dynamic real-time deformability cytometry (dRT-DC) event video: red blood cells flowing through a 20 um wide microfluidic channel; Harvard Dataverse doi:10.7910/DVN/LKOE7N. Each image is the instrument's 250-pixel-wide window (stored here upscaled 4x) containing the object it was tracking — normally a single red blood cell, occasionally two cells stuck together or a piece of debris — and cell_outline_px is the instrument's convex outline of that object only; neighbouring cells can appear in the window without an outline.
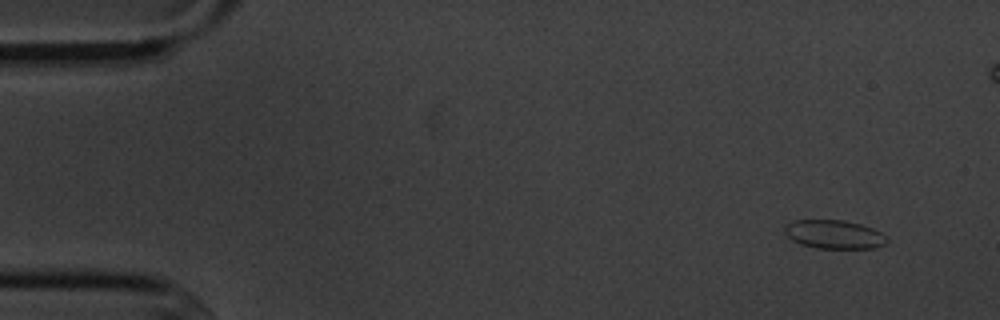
{"species": "common noctule bat (a hibernating species)", "species_latin": "Nyctalus noctula", "temperature_condition": "cold", "stored_images_in_passage": 6, "camera_frame_rate_fps": 3000, "um_per_image_px": 0.085, "animal": {"sex": "male", "body_mass_g": 20.1, "forearm_length_mm": 53.5}, "frame": {"image": 1, "passage_image": 1, "time_ms": 0.0, "image_size_px": [1000, 320], "cell_outline_px": [[888, 244], [876, 248], [816, 248], [800, 244], [792, 240], [784, 232], [784, 228], [792, 220], [844, 220], [860, 224], [872, 228], [880, 232], [888, 240]], "centroid_in_image_um": [70.91, 19.93], "position_along_channel_um": 14.1, "area_um2": 17.11}}
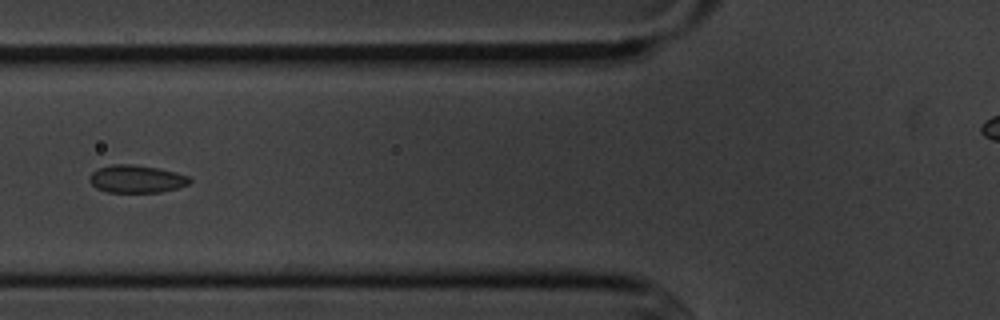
{"frame": {"image": 2, "passage_image": 6, "time_ms": 5.667, "image_size_px": [1000, 320], "cell_outline_px": [[192, 180], [188, 184], [176, 188], [160, 192], [108, 192], [96, 188], [88, 180], [88, 176], [92, 172], [100, 168], [112, 164], [132, 164], [156, 168], [176, 172], [188, 176]], "centroid_in_image_um": [11.57, 15.21], "position_along_channel_um": 114.2, "area_um2": 16.07}}